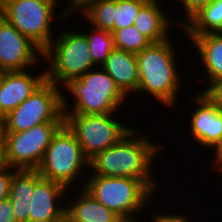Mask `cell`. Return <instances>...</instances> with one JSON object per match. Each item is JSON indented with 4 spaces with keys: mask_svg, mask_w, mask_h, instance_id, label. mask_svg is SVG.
Wrapping results in <instances>:
<instances>
[{
    "mask_svg": "<svg viewBox=\"0 0 222 222\" xmlns=\"http://www.w3.org/2000/svg\"><path fill=\"white\" fill-rule=\"evenodd\" d=\"M174 1V0H173ZM179 1V2H178ZM212 0H176L180 3L185 13H183L185 18L180 21V28H182L196 13H198L203 7L207 6Z\"/></svg>",
    "mask_w": 222,
    "mask_h": 222,
    "instance_id": "cell-25",
    "label": "cell"
},
{
    "mask_svg": "<svg viewBox=\"0 0 222 222\" xmlns=\"http://www.w3.org/2000/svg\"><path fill=\"white\" fill-rule=\"evenodd\" d=\"M128 97L136 94L139 85L137 58L135 53L114 48L101 66Z\"/></svg>",
    "mask_w": 222,
    "mask_h": 222,
    "instance_id": "cell-16",
    "label": "cell"
},
{
    "mask_svg": "<svg viewBox=\"0 0 222 222\" xmlns=\"http://www.w3.org/2000/svg\"><path fill=\"white\" fill-rule=\"evenodd\" d=\"M70 191L60 183L42 178L30 199L28 222H57L66 211L62 200Z\"/></svg>",
    "mask_w": 222,
    "mask_h": 222,
    "instance_id": "cell-14",
    "label": "cell"
},
{
    "mask_svg": "<svg viewBox=\"0 0 222 222\" xmlns=\"http://www.w3.org/2000/svg\"><path fill=\"white\" fill-rule=\"evenodd\" d=\"M149 0H115L114 30L133 25L139 10Z\"/></svg>",
    "mask_w": 222,
    "mask_h": 222,
    "instance_id": "cell-24",
    "label": "cell"
},
{
    "mask_svg": "<svg viewBox=\"0 0 222 222\" xmlns=\"http://www.w3.org/2000/svg\"><path fill=\"white\" fill-rule=\"evenodd\" d=\"M114 47L131 53H139L152 42L134 25L112 32Z\"/></svg>",
    "mask_w": 222,
    "mask_h": 222,
    "instance_id": "cell-23",
    "label": "cell"
},
{
    "mask_svg": "<svg viewBox=\"0 0 222 222\" xmlns=\"http://www.w3.org/2000/svg\"><path fill=\"white\" fill-rule=\"evenodd\" d=\"M186 37L222 32V0H212L196 13L180 31Z\"/></svg>",
    "mask_w": 222,
    "mask_h": 222,
    "instance_id": "cell-20",
    "label": "cell"
},
{
    "mask_svg": "<svg viewBox=\"0 0 222 222\" xmlns=\"http://www.w3.org/2000/svg\"><path fill=\"white\" fill-rule=\"evenodd\" d=\"M4 165L3 139L2 136H0V168H2Z\"/></svg>",
    "mask_w": 222,
    "mask_h": 222,
    "instance_id": "cell-32",
    "label": "cell"
},
{
    "mask_svg": "<svg viewBox=\"0 0 222 222\" xmlns=\"http://www.w3.org/2000/svg\"><path fill=\"white\" fill-rule=\"evenodd\" d=\"M134 128L118 143L89 159V175L140 179L157 194L158 182H155L157 179H154L152 172L154 160L159 159L157 156L161 155L163 144L153 143L149 135Z\"/></svg>",
    "mask_w": 222,
    "mask_h": 222,
    "instance_id": "cell-1",
    "label": "cell"
},
{
    "mask_svg": "<svg viewBox=\"0 0 222 222\" xmlns=\"http://www.w3.org/2000/svg\"><path fill=\"white\" fill-rule=\"evenodd\" d=\"M196 47L201 59L200 65L204 68V73L207 76L205 87L212 81L222 77V32L208 33L204 35H197L195 37H187ZM207 73H206V72Z\"/></svg>",
    "mask_w": 222,
    "mask_h": 222,
    "instance_id": "cell-19",
    "label": "cell"
},
{
    "mask_svg": "<svg viewBox=\"0 0 222 222\" xmlns=\"http://www.w3.org/2000/svg\"><path fill=\"white\" fill-rule=\"evenodd\" d=\"M201 93L222 110V77L212 81Z\"/></svg>",
    "mask_w": 222,
    "mask_h": 222,
    "instance_id": "cell-26",
    "label": "cell"
},
{
    "mask_svg": "<svg viewBox=\"0 0 222 222\" xmlns=\"http://www.w3.org/2000/svg\"><path fill=\"white\" fill-rule=\"evenodd\" d=\"M0 222H17L9 198L0 201Z\"/></svg>",
    "mask_w": 222,
    "mask_h": 222,
    "instance_id": "cell-29",
    "label": "cell"
},
{
    "mask_svg": "<svg viewBox=\"0 0 222 222\" xmlns=\"http://www.w3.org/2000/svg\"><path fill=\"white\" fill-rule=\"evenodd\" d=\"M46 80L16 109L4 117L3 132H21L47 122H64V89Z\"/></svg>",
    "mask_w": 222,
    "mask_h": 222,
    "instance_id": "cell-9",
    "label": "cell"
},
{
    "mask_svg": "<svg viewBox=\"0 0 222 222\" xmlns=\"http://www.w3.org/2000/svg\"><path fill=\"white\" fill-rule=\"evenodd\" d=\"M115 116L117 113L64 114V123L75 134L84 155L90 159L118 143L133 129Z\"/></svg>",
    "mask_w": 222,
    "mask_h": 222,
    "instance_id": "cell-8",
    "label": "cell"
},
{
    "mask_svg": "<svg viewBox=\"0 0 222 222\" xmlns=\"http://www.w3.org/2000/svg\"><path fill=\"white\" fill-rule=\"evenodd\" d=\"M164 211L160 212L158 214H156L157 212L153 211L154 214L151 215L152 219L151 222H191V218L188 215L185 214H170V211L167 210L166 208L164 209ZM169 211V212H167ZM163 213V214H162Z\"/></svg>",
    "mask_w": 222,
    "mask_h": 222,
    "instance_id": "cell-28",
    "label": "cell"
},
{
    "mask_svg": "<svg viewBox=\"0 0 222 222\" xmlns=\"http://www.w3.org/2000/svg\"><path fill=\"white\" fill-rule=\"evenodd\" d=\"M41 57L43 51L0 15V72L38 67Z\"/></svg>",
    "mask_w": 222,
    "mask_h": 222,
    "instance_id": "cell-11",
    "label": "cell"
},
{
    "mask_svg": "<svg viewBox=\"0 0 222 222\" xmlns=\"http://www.w3.org/2000/svg\"><path fill=\"white\" fill-rule=\"evenodd\" d=\"M31 69L0 72V113L4 117L46 81V70L38 75Z\"/></svg>",
    "mask_w": 222,
    "mask_h": 222,
    "instance_id": "cell-13",
    "label": "cell"
},
{
    "mask_svg": "<svg viewBox=\"0 0 222 222\" xmlns=\"http://www.w3.org/2000/svg\"><path fill=\"white\" fill-rule=\"evenodd\" d=\"M57 222H76V221H74L69 215L64 213L63 216Z\"/></svg>",
    "mask_w": 222,
    "mask_h": 222,
    "instance_id": "cell-33",
    "label": "cell"
},
{
    "mask_svg": "<svg viewBox=\"0 0 222 222\" xmlns=\"http://www.w3.org/2000/svg\"><path fill=\"white\" fill-rule=\"evenodd\" d=\"M89 176L81 187L121 219H137L136 216L141 215L139 212L142 209L150 207L152 197L154 200L155 193L140 179L121 176Z\"/></svg>",
    "mask_w": 222,
    "mask_h": 222,
    "instance_id": "cell-4",
    "label": "cell"
},
{
    "mask_svg": "<svg viewBox=\"0 0 222 222\" xmlns=\"http://www.w3.org/2000/svg\"><path fill=\"white\" fill-rule=\"evenodd\" d=\"M76 12L82 14L92 27L114 31L115 0H86Z\"/></svg>",
    "mask_w": 222,
    "mask_h": 222,
    "instance_id": "cell-21",
    "label": "cell"
},
{
    "mask_svg": "<svg viewBox=\"0 0 222 222\" xmlns=\"http://www.w3.org/2000/svg\"><path fill=\"white\" fill-rule=\"evenodd\" d=\"M100 70H99V69ZM66 88L68 99L62 93L64 114H107L119 113L128 97L120 90L112 77L102 68L89 70L76 79H70L61 86ZM69 100V101H67ZM70 100H72L70 109ZM69 107V108H68Z\"/></svg>",
    "mask_w": 222,
    "mask_h": 222,
    "instance_id": "cell-3",
    "label": "cell"
},
{
    "mask_svg": "<svg viewBox=\"0 0 222 222\" xmlns=\"http://www.w3.org/2000/svg\"><path fill=\"white\" fill-rule=\"evenodd\" d=\"M13 0H0V10Z\"/></svg>",
    "mask_w": 222,
    "mask_h": 222,
    "instance_id": "cell-35",
    "label": "cell"
},
{
    "mask_svg": "<svg viewBox=\"0 0 222 222\" xmlns=\"http://www.w3.org/2000/svg\"><path fill=\"white\" fill-rule=\"evenodd\" d=\"M58 4L60 0H55ZM63 2V0H61ZM70 2L66 5L68 7L64 8L68 13V17H72L73 14L84 4V0H69ZM75 11V12H74ZM73 13V14H72Z\"/></svg>",
    "mask_w": 222,
    "mask_h": 222,
    "instance_id": "cell-31",
    "label": "cell"
},
{
    "mask_svg": "<svg viewBox=\"0 0 222 222\" xmlns=\"http://www.w3.org/2000/svg\"><path fill=\"white\" fill-rule=\"evenodd\" d=\"M137 220L136 219H121L119 222H140L139 218Z\"/></svg>",
    "mask_w": 222,
    "mask_h": 222,
    "instance_id": "cell-36",
    "label": "cell"
},
{
    "mask_svg": "<svg viewBox=\"0 0 222 222\" xmlns=\"http://www.w3.org/2000/svg\"><path fill=\"white\" fill-rule=\"evenodd\" d=\"M79 194L72 198L73 202L66 199L68 205L65 213L76 222H119L121 218L112 210L97 201L83 187ZM76 200V201H75Z\"/></svg>",
    "mask_w": 222,
    "mask_h": 222,
    "instance_id": "cell-18",
    "label": "cell"
},
{
    "mask_svg": "<svg viewBox=\"0 0 222 222\" xmlns=\"http://www.w3.org/2000/svg\"><path fill=\"white\" fill-rule=\"evenodd\" d=\"M86 35L91 58L97 67H101L107 60L110 52L115 48L111 31L95 28L90 25Z\"/></svg>",
    "mask_w": 222,
    "mask_h": 222,
    "instance_id": "cell-22",
    "label": "cell"
},
{
    "mask_svg": "<svg viewBox=\"0 0 222 222\" xmlns=\"http://www.w3.org/2000/svg\"><path fill=\"white\" fill-rule=\"evenodd\" d=\"M81 31H60V35L56 34V38L43 51L42 58L48 63L46 80L61 87L68 80L97 68L91 58L86 35Z\"/></svg>",
    "mask_w": 222,
    "mask_h": 222,
    "instance_id": "cell-5",
    "label": "cell"
},
{
    "mask_svg": "<svg viewBox=\"0 0 222 222\" xmlns=\"http://www.w3.org/2000/svg\"><path fill=\"white\" fill-rule=\"evenodd\" d=\"M4 129V116L0 113V136L3 134Z\"/></svg>",
    "mask_w": 222,
    "mask_h": 222,
    "instance_id": "cell-34",
    "label": "cell"
},
{
    "mask_svg": "<svg viewBox=\"0 0 222 222\" xmlns=\"http://www.w3.org/2000/svg\"><path fill=\"white\" fill-rule=\"evenodd\" d=\"M57 6L55 0H13L0 10V15L44 51L55 37L51 27L55 14L58 21L68 19L66 11L55 13Z\"/></svg>",
    "mask_w": 222,
    "mask_h": 222,
    "instance_id": "cell-7",
    "label": "cell"
},
{
    "mask_svg": "<svg viewBox=\"0 0 222 222\" xmlns=\"http://www.w3.org/2000/svg\"><path fill=\"white\" fill-rule=\"evenodd\" d=\"M84 167H89V159L84 155L75 134L64 123L53 135L36 170L43 178L71 189V186H76L77 179L87 178L84 176L88 170H84Z\"/></svg>",
    "mask_w": 222,
    "mask_h": 222,
    "instance_id": "cell-6",
    "label": "cell"
},
{
    "mask_svg": "<svg viewBox=\"0 0 222 222\" xmlns=\"http://www.w3.org/2000/svg\"><path fill=\"white\" fill-rule=\"evenodd\" d=\"M43 177L37 170H17L12 178L9 199L17 222H28L30 199Z\"/></svg>",
    "mask_w": 222,
    "mask_h": 222,
    "instance_id": "cell-17",
    "label": "cell"
},
{
    "mask_svg": "<svg viewBox=\"0 0 222 222\" xmlns=\"http://www.w3.org/2000/svg\"><path fill=\"white\" fill-rule=\"evenodd\" d=\"M17 170L7 165L0 168V201L9 197L12 178Z\"/></svg>",
    "mask_w": 222,
    "mask_h": 222,
    "instance_id": "cell-27",
    "label": "cell"
},
{
    "mask_svg": "<svg viewBox=\"0 0 222 222\" xmlns=\"http://www.w3.org/2000/svg\"><path fill=\"white\" fill-rule=\"evenodd\" d=\"M214 152L213 153V161L210 164H213V167L219 170L220 172L222 171V139L219 141V143L213 148ZM215 165V166H214Z\"/></svg>",
    "mask_w": 222,
    "mask_h": 222,
    "instance_id": "cell-30",
    "label": "cell"
},
{
    "mask_svg": "<svg viewBox=\"0 0 222 222\" xmlns=\"http://www.w3.org/2000/svg\"><path fill=\"white\" fill-rule=\"evenodd\" d=\"M162 1L163 0H149L139 10L133 22V25L152 43H159L168 38H172L171 34L169 35V33L172 32V24H175L176 27L178 25L179 27L180 21L183 19L180 16L179 19L173 20V17L167 15L168 13L166 12H168V9L167 11H165V8L163 9Z\"/></svg>",
    "mask_w": 222,
    "mask_h": 222,
    "instance_id": "cell-15",
    "label": "cell"
},
{
    "mask_svg": "<svg viewBox=\"0 0 222 222\" xmlns=\"http://www.w3.org/2000/svg\"><path fill=\"white\" fill-rule=\"evenodd\" d=\"M174 44L172 39L168 38L159 43H151L136 54L139 74L136 93L153 96L157 102L170 108L178 103V95L182 92L179 90L183 85L176 62L179 55H176Z\"/></svg>",
    "mask_w": 222,
    "mask_h": 222,
    "instance_id": "cell-2",
    "label": "cell"
},
{
    "mask_svg": "<svg viewBox=\"0 0 222 222\" xmlns=\"http://www.w3.org/2000/svg\"><path fill=\"white\" fill-rule=\"evenodd\" d=\"M192 98L194 112L191 115L189 129L191 136L201 147L213 149L222 139V110L199 92ZM196 108V109H195Z\"/></svg>",
    "mask_w": 222,
    "mask_h": 222,
    "instance_id": "cell-12",
    "label": "cell"
},
{
    "mask_svg": "<svg viewBox=\"0 0 222 222\" xmlns=\"http://www.w3.org/2000/svg\"><path fill=\"white\" fill-rule=\"evenodd\" d=\"M64 122H47L21 132H3L4 163L18 170H36L53 135Z\"/></svg>",
    "mask_w": 222,
    "mask_h": 222,
    "instance_id": "cell-10",
    "label": "cell"
}]
</instances>
